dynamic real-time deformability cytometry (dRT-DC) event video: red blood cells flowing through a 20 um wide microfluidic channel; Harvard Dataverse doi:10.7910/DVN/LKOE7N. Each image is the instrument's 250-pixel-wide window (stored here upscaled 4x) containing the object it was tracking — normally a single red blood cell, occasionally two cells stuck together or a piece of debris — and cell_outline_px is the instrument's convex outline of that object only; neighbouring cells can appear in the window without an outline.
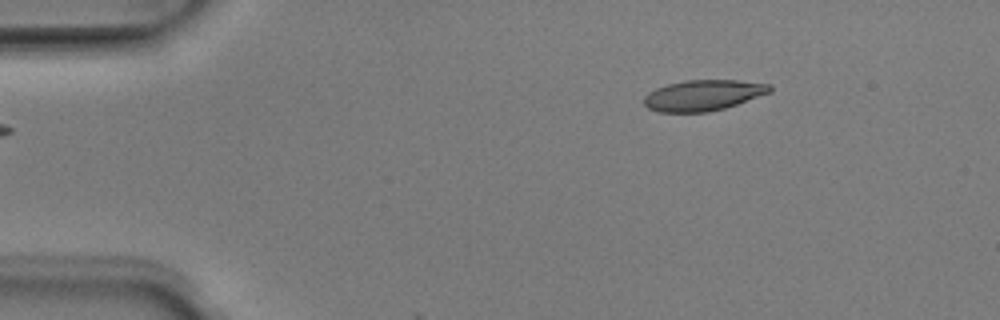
{"species": "Egyptian fruit bat (a non-hibernating species)", "species_latin": "Rousettus aegyptiacus", "temperature_condition": "room temperature", "stored_images_in_passage": 6, "camera_frame_rate_fps": 3000, "um_per_image_px": 0.085, "animal": {"sex": "male"}, "frame": {"image": 1, "passage_image": 1, "time_ms": 0.0, "image_size_px": [1000, 320], "cell_outline_px": [[772, 92], [724, 108], [708, 112], [656, 112], [648, 108], [644, 104], [644, 96], [648, 92], [656, 88], [668, 84], [684, 80], [736, 80], [772, 84]], "centroid_in_image_um": [59.76, 8.09], "position_along_channel_um": 25.2, "area_um2": 22.66}}